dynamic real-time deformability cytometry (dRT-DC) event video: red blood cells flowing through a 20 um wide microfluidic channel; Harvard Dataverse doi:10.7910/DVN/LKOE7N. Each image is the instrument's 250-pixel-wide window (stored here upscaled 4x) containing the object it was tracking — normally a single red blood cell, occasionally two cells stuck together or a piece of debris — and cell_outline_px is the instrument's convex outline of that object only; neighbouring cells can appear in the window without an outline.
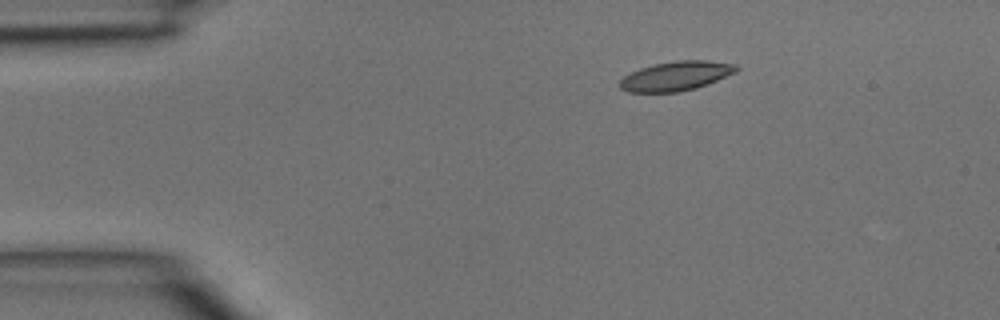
{"species": "common noctule bat (a hibernating species)", "species_latin": "Nyctalus noctula", "temperature_condition": "room temperature", "stored_images_in_passage": 3, "camera_frame_rate_fps": 3000, "um_per_image_px": 0.085, "animal": {"sex": "male", "body_mass_g": 15.6}, "frame": {"image": 1, "passage_image": 1, "time_ms": 0.0, "image_size_px": [1000, 320], "cell_outline_px": [[740, 68], [736, 72], [696, 88], [680, 92], [628, 92], [620, 88], [620, 80], [624, 76], [640, 68], [656, 64], [676, 60], [708, 60], [736, 64]], "centroid_in_image_um": [57.47, 6.45], "position_along_channel_um": 27.5, "area_um2": 19.83}}
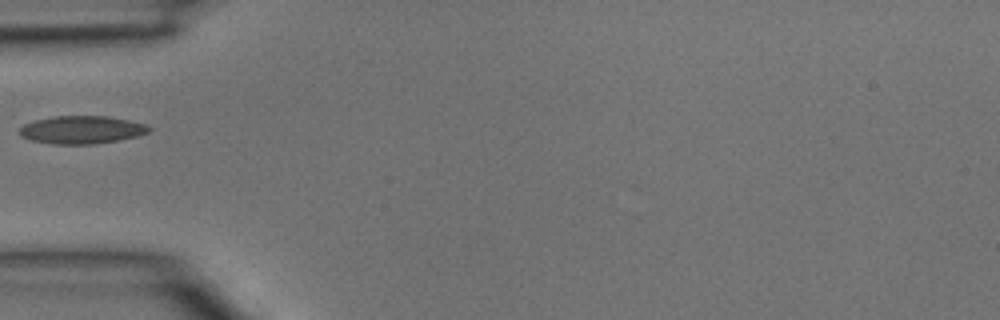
{"frame": {"image": 2, "passage_image": 3, "time_ms": 0.667, "image_size_px": [1000, 320], "cell_outline_px": [[152, 128], [148, 132], [136, 136], [120, 140], [96, 144], [56, 144], [32, 140], [20, 136], [20, 128], [24, 124], [36, 120], [52, 116], [108, 116], [148, 124]], "centroid_in_image_um": [6.98, 11.03], "position_along_channel_um": 78.0, "area_um2": 21.04}}